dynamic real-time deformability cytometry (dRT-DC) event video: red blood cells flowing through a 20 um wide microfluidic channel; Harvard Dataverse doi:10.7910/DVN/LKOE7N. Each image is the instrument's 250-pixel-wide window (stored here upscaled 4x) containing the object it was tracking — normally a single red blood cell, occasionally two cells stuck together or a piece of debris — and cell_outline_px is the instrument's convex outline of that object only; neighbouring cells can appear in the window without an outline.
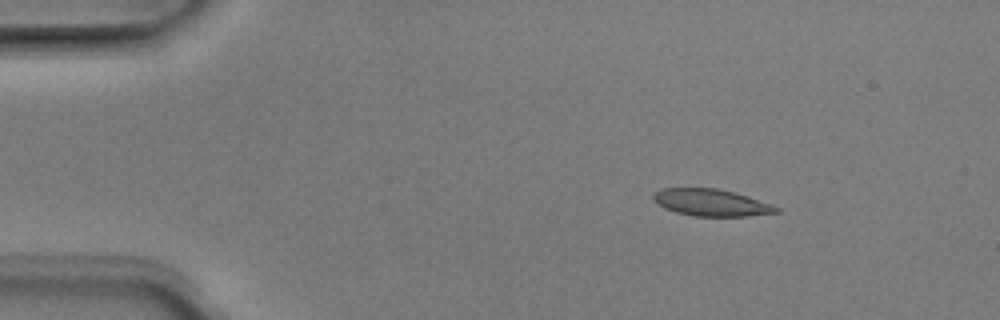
{"species": "Egyptian fruit bat (a non-hibernating species)", "species_latin": "Rousettus aegyptiacus", "temperature_condition": "room temperature", "stored_images_in_passage": 5, "camera_frame_rate_fps": 3000, "um_per_image_px": 0.085, "animal": {"sex": "male"}, "frame": {"image": 1, "passage_image": 3, "time_ms": 0.667, "image_size_px": [1000, 320], "cell_outline_px": [[780, 212], [748, 216], [692, 216], [676, 212], [664, 208], [652, 196], [660, 188], [716, 188], [736, 192], [772, 204], [780, 208]], "centroid_in_image_um": [60.5, 17.22], "position_along_channel_um": 24.5, "area_um2": 19.31}}